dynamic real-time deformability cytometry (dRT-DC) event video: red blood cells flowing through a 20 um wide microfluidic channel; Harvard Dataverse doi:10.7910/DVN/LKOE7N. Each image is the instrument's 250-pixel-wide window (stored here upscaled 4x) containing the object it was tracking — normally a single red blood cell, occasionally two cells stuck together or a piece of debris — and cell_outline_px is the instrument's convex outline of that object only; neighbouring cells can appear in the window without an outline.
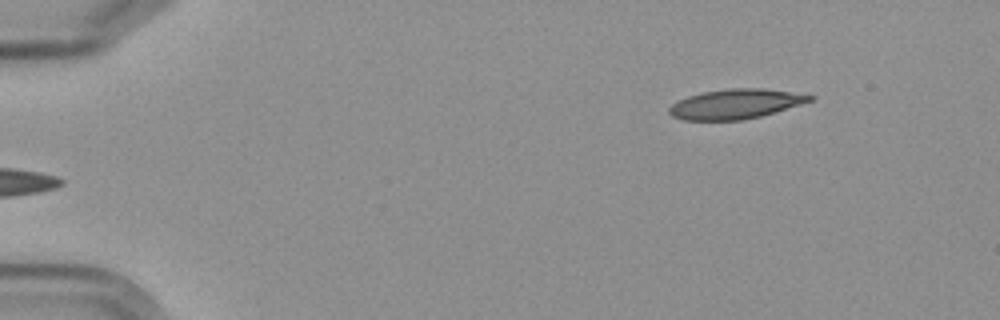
{"species": "Egyptian fruit bat (a non-hibernating species)", "species_latin": "Rousettus aegyptiacus", "temperature_condition": "cold", "stored_images_in_passage": 5, "camera_frame_rate_fps": 3000, "um_per_image_px": 0.085, "frame": {"image": 1, "passage_image": 5, "time_ms": 5.667, "image_size_px": [1000, 320], "cell_outline_px": [[816, 96], [812, 100], [800, 104], [760, 116], [740, 120], [684, 120], [672, 116], [668, 112], [668, 108], [676, 100], [700, 92], [728, 88], [764, 88]], "centroid_in_image_um": [62.45, 8.83], "position_along_channel_um": 22.5, "area_um2": 24.28}}